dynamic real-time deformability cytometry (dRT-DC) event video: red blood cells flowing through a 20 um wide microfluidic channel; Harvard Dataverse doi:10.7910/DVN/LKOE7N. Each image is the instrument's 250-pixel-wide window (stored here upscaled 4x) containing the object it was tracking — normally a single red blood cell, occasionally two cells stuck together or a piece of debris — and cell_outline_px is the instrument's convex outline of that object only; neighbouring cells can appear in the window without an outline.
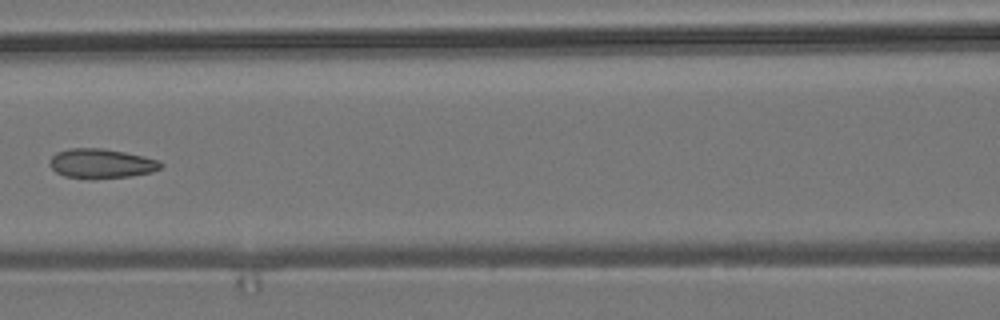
{"species": "common noctule bat (a hibernating species)", "species_latin": "Nyctalus noctula", "temperature_condition": "room temperature", "stored_images_in_passage": 8, "camera_frame_rate_fps": 3000, "um_per_image_px": 0.085, "animal": {"sex": "male", "body_mass_g": 19.2, "forearm_length_mm": 51.8}, "frame": {"image": 1, "passage_image": 7, "time_ms": 7.333, "image_size_px": [1000, 320], "cell_outline_px": [[164, 164], [160, 168], [152, 172], [132, 176], [92, 180], [88, 180], [64, 176], [56, 172], [48, 164], [52, 156], [56, 152], [72, 148], [100, 148], [124, 152], [144, 156], [156, 160]], "centroid_in_image_um": [8.58, 13.92], "position_along_channel_um": 158.0, "area_um2": 19.36}}
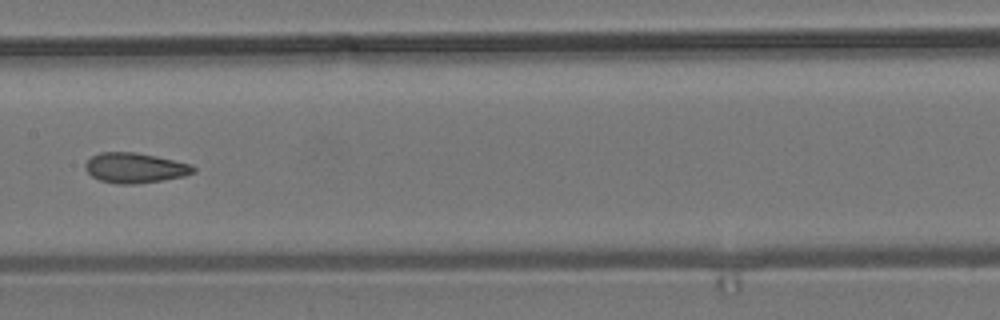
{"frame": {"image": 2, "passage_image": 8, "time_ms": 8.333, "image_size_px": [1000, 320], "cell_outline_px": [[196, 172], [184, 176], [136, 184], [120, 184], [100, 180], [92, 176], [84, 168], [84, 164], [92, 156], [100, 152], [136, 152], [156, 156], [192, 164], [196, 168]], "centroid_in_image_um": [11.48, 14.26], "position_along_channel_um": 195.9, "area_um2": 18.96}}